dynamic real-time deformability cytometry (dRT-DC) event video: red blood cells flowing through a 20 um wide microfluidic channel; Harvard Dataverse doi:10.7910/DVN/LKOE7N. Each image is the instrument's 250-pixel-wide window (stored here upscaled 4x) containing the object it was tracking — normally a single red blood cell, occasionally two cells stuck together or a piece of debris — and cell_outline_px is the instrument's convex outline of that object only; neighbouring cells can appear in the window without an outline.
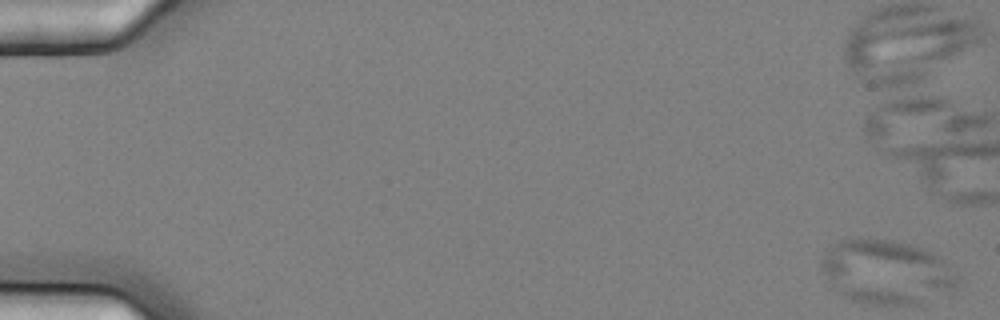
{"species": "common noctule bat (a hibernating species)", "species_latin": "Nyctalus noctula", "temperature_condition": "cold", "stored_images_in_passage": 8, "camera_frame_rate_fps": 3000, "um_per_image_px": 0.085, "animal": {"sex": "female", "body_mass_g": 25.1}, "frame": {"image": 1, "passage_image": 1, "time_ms": 0.0, "image_size_px": [1000, 320], "cell_outline_px": [[960, 276], [956, 284], [952, 288], [916, 304], [872, 304], [856, 300], [836, 292], [824, 272], [820, 264], [820, 260], [840, 240], [868, 236], [892, 240], [908, 244], [932, 252], [940, 256]], "centroid_in_image_um": [75.35, 23.07], "position_along_channel_um": 9.7, "area_um2": 50.23}}